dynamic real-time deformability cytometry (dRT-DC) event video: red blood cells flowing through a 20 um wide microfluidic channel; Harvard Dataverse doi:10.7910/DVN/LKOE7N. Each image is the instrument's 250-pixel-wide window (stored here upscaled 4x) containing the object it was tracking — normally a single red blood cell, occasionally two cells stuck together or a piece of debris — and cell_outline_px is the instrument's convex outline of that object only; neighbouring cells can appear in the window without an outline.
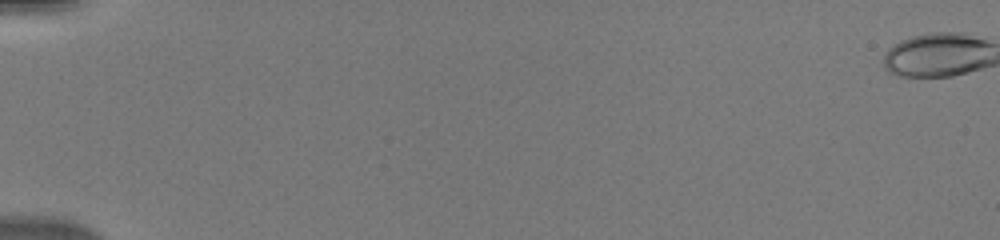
{"species": "human", "species_latin": "Homo sapiens", "temperature_condition": "warm", "stored_images_in_passage": 51, "camera_frame_rate_fps": 3000, "um_per_image_px": 0.085, "donor": {"sex": "male"}, "frame": {"image": 1, "passage_image": 1, "time_ms": 0.0, "image_size_px": [1000, 240], "cell_outline_px": [[984, 44], [980, 64], [972, 68], [960, 72], [944, 76], [916, 76], [896, 52], [896, 48], [912, 40], [944, 36], [948, 36], [980, 40]], "centroid_in_image_um": [79.99, 4.7], "position_along_channel_um": 5.0, "area_um2": 19.71}}
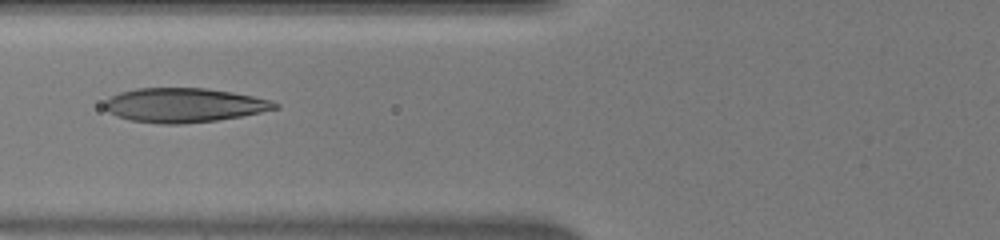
{"frame": {"image": 2, "passage_image": 24, "time_ms": 7.667, "image_size_px": [1000, 240], "cell_outline_px": [[276, 104], [272, 108], [236, 116], [208, 120], [140, 120], [124, 116], [108, 108], [108, 104], [116, 96], [128, 92], [148, 88], [196, 88], [224, 92], [248, 96]], "centroid_in_image_um": [15.69, 8.88], "position_along_channel_um": 110.1, "area_um2": 29.42}}
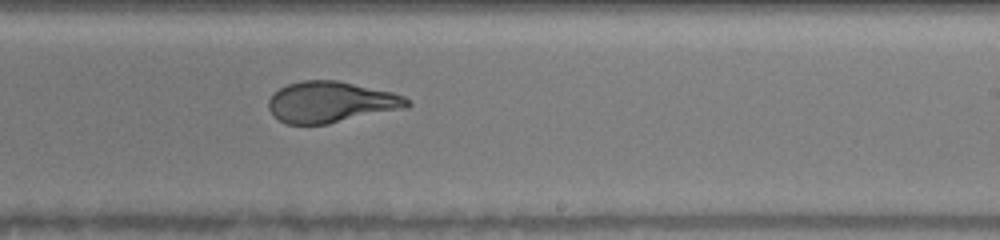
{"frame": {"image": 3, "passage_image": 35, "time_ms": 11.333, "image_size_px": [1000, 240], "cell_outline_px": [[408, 104], [324, 124], [292, 124], [280, 120], [272, 112], [272, 96], [276, 92], [292, 84], [312, 80], [320, 80], [348, 84], [384, 92], [400, 96], [408, 100]], "centroid_in_image_um": [27.98, 8.69], "position_along_channel_um": 261.0, "area_um2": 29.77}}